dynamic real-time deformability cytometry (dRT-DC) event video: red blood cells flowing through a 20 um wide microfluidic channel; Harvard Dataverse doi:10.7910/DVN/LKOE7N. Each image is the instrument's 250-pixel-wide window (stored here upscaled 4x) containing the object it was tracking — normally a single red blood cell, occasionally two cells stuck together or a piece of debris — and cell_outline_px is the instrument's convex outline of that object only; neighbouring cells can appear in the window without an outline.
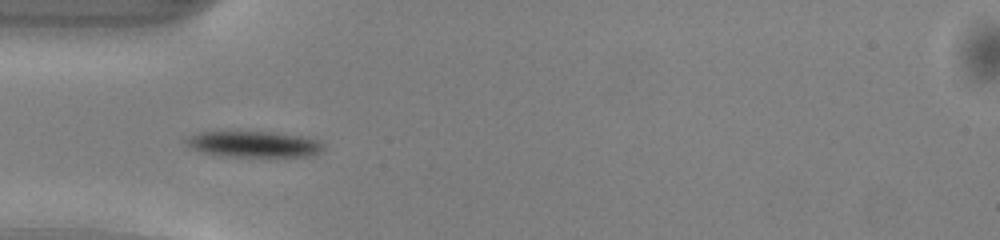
{"species": "common noctule bat (a hibernating species)", "species_latin": "Nyctalus noctula", "temperature_condition": "warm", "stored_images_in_passage": 36, "camera_frame_rate_fps": 3000, "um_per_image_px": 0.085, "animal": {"sex": "male", "body_mass_g": 13.0, "forearm_length_mm": 53.1}, "frame": {"image": 1, "passage_image": 1, "time_ms": 0.0, "image_size_px": [1000, 240], "cell_outline_px": [[324, 148], [308, 156], [216, 156], [200, 152], [188, 148], [184, 140], [188, 136], [200, 132], [272, 132], [300, 136], [320, 140], [324, 144]], "centroid_in_image_um": [21.49, 12.26], "position_along_channel_um": 63.5, "area_um2": 20.81}}
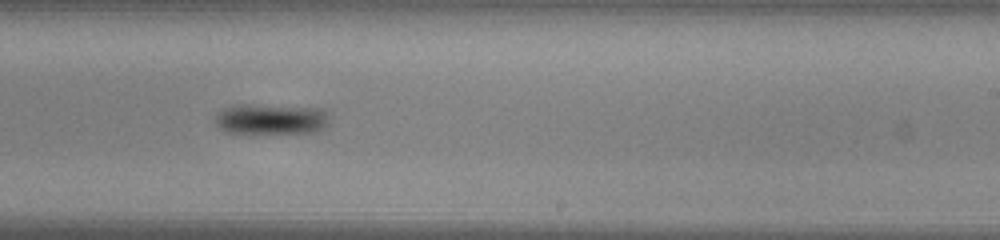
{"frame": {"image": 2, "passage_image": 16, "time_ms": 5.0, "image_size_px": [1000, 240], "cell_outline_px": [[332, 116], [328, 124], [324, 128], [316, 132], [224, 132], [216, 124], [216, 116], [224, 108], [232, 104], [252, 104], [324, 108], [332, 112]], "centroid_in_image_um": [23.14, 10.09], "position_along_channel_um": 265.9, "area_um2": 20.63}}
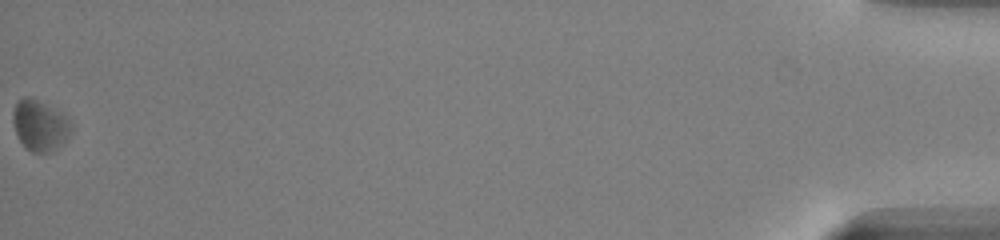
{"frame": {"image": 3, "passage_image": 36, "time_ms": 11.667, "image_size_px": [1000, 240], "cell_outline_px": [[72, 128], [68, 136], [52, 152], [32, 152], [20, 140], [16, 132], [12, 120], [12, 112], [16, 104], [24, 96], [32, 96], [64, 116], [72, 124]], "centroid_in_image_um": [3.36, 10.65], "position_along_channel_um": 431.8, "area_um2": 16.76}, "authors_computed_cell_mechanics": {"area_um2": 19.6809, "velocity_mm_per_s": 4.0815, "shape_relaxation_time_tau1_ms": 1.9282, "shape_relaxation_time_tau2_ms": null, "deformation_change_tau1": 0.0889, "deformation_change_tau2": null}}